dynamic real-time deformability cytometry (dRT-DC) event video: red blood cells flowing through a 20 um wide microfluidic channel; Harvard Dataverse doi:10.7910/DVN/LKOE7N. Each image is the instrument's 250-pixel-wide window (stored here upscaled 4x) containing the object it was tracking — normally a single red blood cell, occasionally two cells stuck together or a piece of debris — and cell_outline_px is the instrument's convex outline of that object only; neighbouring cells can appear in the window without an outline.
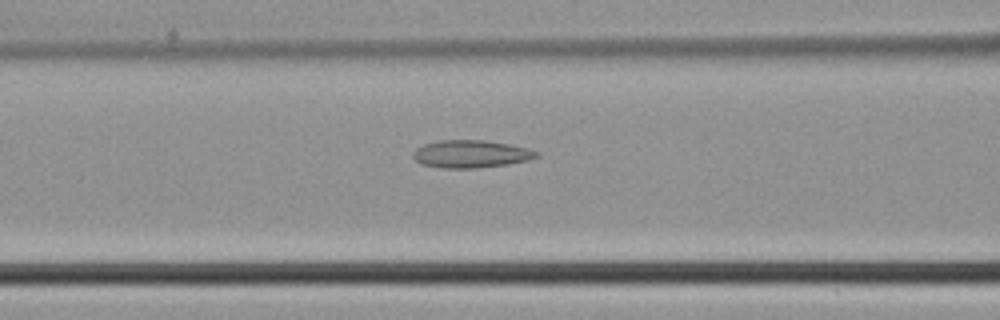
{"species": "common noctule bat (a hibernating species)", "species_latin": "Nyctalus noctula", "temperature_condition": "cold", "stored_images_in_passage": 29, "camera_frame_rate_fps": 3000, "um_per_image_px": 0.085, "animal": {"sex": "male", "body_mass_g": 21.5, "forearm_length_mm": 52.0}, "frame": {"image": 1, "passage_image": 8, "time_ms": 2.333, "image_size_px": [1000, 320], "cell_outline_px": [[540, 156], [528, 160], [508, 164], [476, 168], [440, 168], [420, 164], [412, 156], [412, 152], [416, 148], [424, 144], [440, 140], [484, 140], [508, 144], [528, 148], [540, 152]], "centroid_in_image_um": [40.02, 13.09], "position_along_channel_um": 126.6, "area_um2": 20.0}}
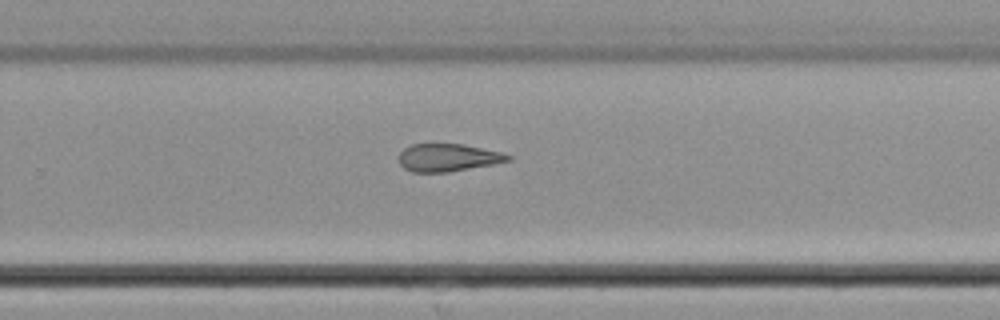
{"frame": {"image": 2, "passage_image": 19, "time_ms": 6.0, "image_size_px": [1000, 320], "cell_outline_px": [[512, 160], [492, 164], [448, 172], [412, 172], [404, 168], [400, 164], [400, 152], [404, 148], [412, 144], [464, 144], [504, 152], [512, 156]], "centroid_in_image_um": [38.11, 13.39], "position_along_channel_um": 291.7, "area_um2": 17.63}}
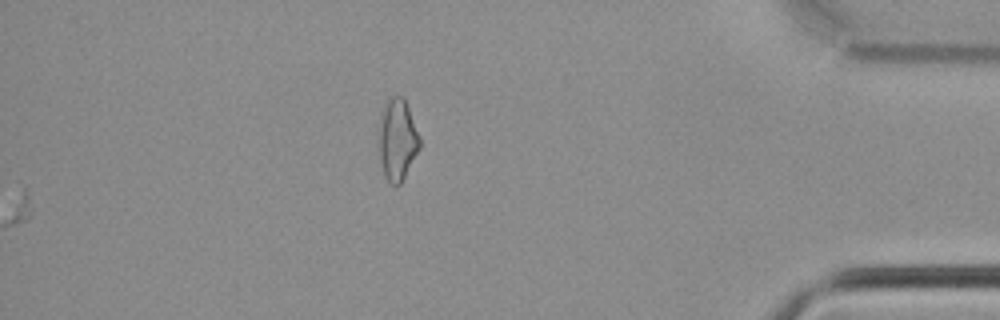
{"frame": {"image": 3, "passage_image": 29, "time_ms": 9.333, "image_size_px": [1000, 320], "cell_outline_px": [[420, 148], [400, 184], [396, 188], [388, 184], [384, 176], [380, 160], [380, 112], [384, 104], [392, 96], [404, 96], [420, 136]], "centroid_in_image_um": [33.78, 11.89], "position_along_channel_um": 401.4, "area_um2": 19.54}}